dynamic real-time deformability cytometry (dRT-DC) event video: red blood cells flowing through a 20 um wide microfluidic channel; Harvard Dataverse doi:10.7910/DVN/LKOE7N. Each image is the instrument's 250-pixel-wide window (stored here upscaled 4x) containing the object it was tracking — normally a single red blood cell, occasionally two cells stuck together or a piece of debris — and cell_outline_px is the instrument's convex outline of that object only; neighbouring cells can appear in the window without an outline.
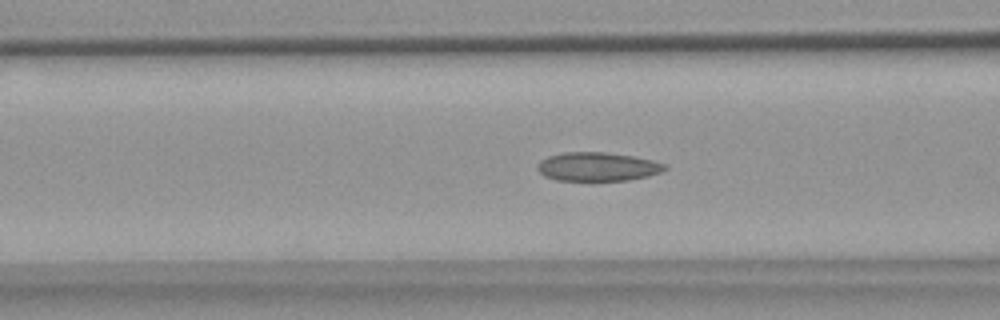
{"species": "common noctule bat (a hibernating species)", "species_latin": "Nyctalus noctula", "temperature_condition": "warm", "stored_images_in_passage": 49, "camera_frame_rate_fps": 3000, "um_per_image_px": 0.085, "animal": {"sex": "female", "body_mass_g": 18.4}, "frame": {"image": 1, "passage_image": 20, "time_ms": 6.333, "image_size_px": [1000, 320], "cell_outline_px": [[668, 168], [660, 172], [648, 176], [628, 180], [556, 180], [544, 176], [536, 168], [540, 160], [548, 156], [564, 152], [604, 152], [632, 156], [652, 160], [668, 164]], "centroid_in_image_um": [50.79, 14.16], "position_along_channel_um": 115.8, "area_um2": 21.33}}
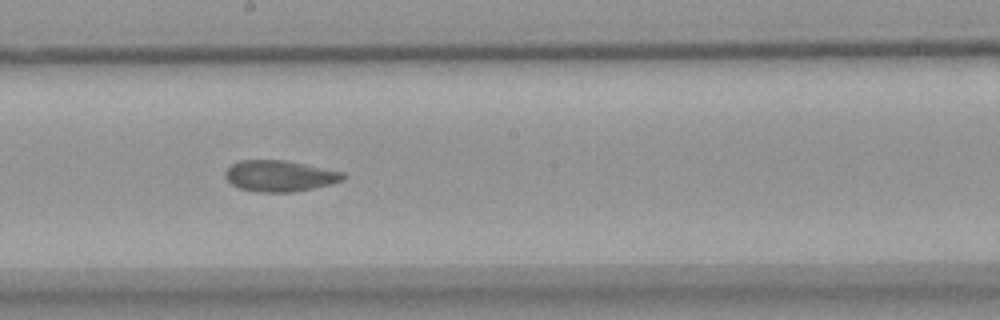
{"frame": {"image": 2, "passage_image": 29, "time_ms": 9.333, "image_size_px": [1000, 320], "cell_outline_px": [[344, 180], [312, 188], [292, 192], [256, 192], [240, 188], [232, 184], [224, 176], [224, 172], [232, 164], [240, 160], [284, 160], [344, 172]], "centroid_in_image_um": [23.74, 14.95], "position_along_channel_um": 224.5, "area_um2": 21.15}}
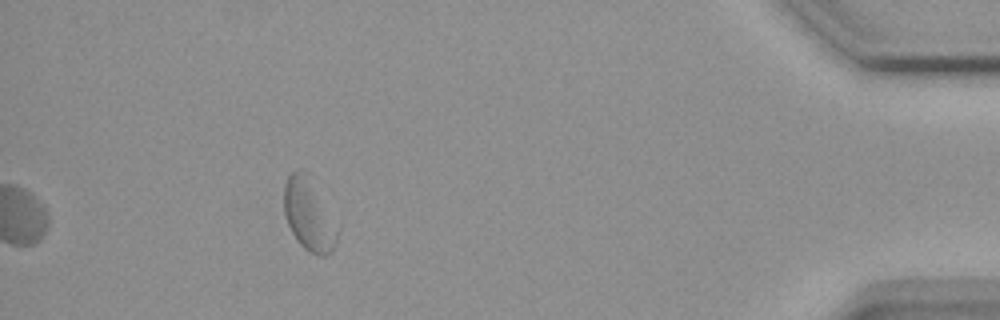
{"frame": {"image": 3, "passage_image": 49, "time_ms": 16.0, "image_size_px": [1000, 320], "cell_outline_px": [[340, 228], [336, 244], [332, 252], [324, 256], [320, 256], [308, 252], [296, 240], [284, 216], [284, 184], [288, 176], [296, 168], [304, 168], [308, 172], [340, 224]], "centroid_in_image_um": [26.31, 18.22], "position_along_channel_um": 408.9, "area_um2": 23.64}, "authors_computed_cell_mechanics": {"area_um2": 21.9062, "velocity_mm_per_s": 3.6376, "shape_relaxation_time_tau1_ms": 9.7271, "shape_relaxation_time_tau2_ms": 2.0049, "deformation_change_tau1": 0.1628, "deformation_change_tau2": 0.0488}}